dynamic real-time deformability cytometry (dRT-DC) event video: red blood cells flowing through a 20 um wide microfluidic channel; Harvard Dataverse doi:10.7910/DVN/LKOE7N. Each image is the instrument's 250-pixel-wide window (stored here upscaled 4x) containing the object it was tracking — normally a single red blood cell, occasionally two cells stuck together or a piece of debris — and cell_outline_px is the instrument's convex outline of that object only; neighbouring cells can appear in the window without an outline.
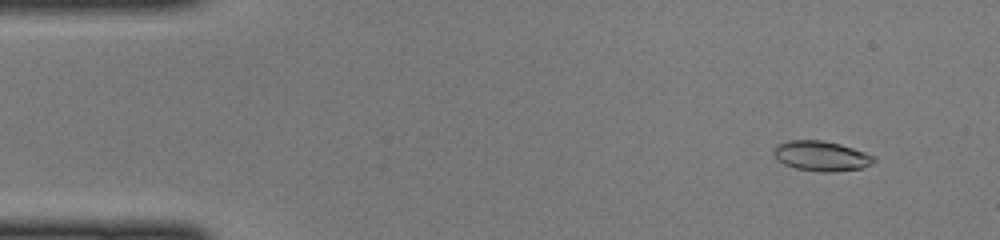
{"species": "common noctule bat (a hibernating species)", "species_latin": "Nyctalus noctula", "temperature_condition": "cold", "stored_images_in_passage": 20, "camera_frame_rate_fps": 3000, "um_per_image_px": 0.085, "animal": {"sex": "female", "body_mass_g": 22.0, "forearm_length_mm": 56.7}, "frame": {"image": 1, "passage_image": 4, "time_ms": 1.0, "image_size_px": [1000, 240], "cell_outline_px": [[876, 160], [872, 164], [860, 168], [832, 172], [820, 172], [796, 168], [784, 164], [776, 160], [772, 156], [772, 148], [776, 144], [788, 140], [820, 140], [840, 144], [864, 152], [872, 156]], "centroid_in_image_um": [69.72, 13.25], "position_along_channel_um": 15.3, "area_um2": 17.63}}
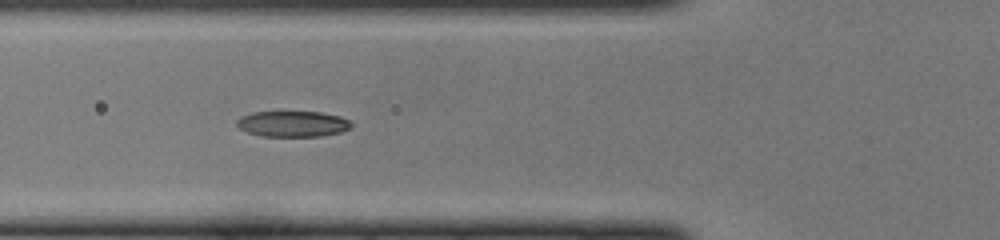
{"frame": {"image": 2, "passage_image": 17, "time_ms": 5.333, "image_size_px": [1000, 240], "cell_outline_px": [[352, 128], [340, 132], [320, 136], [260, 136], [248, 132], [240, 128], [236, 124], [236, 120], [252, 112], [320, 112], [340, 116], [348, 120], [352, 124]], "centroid_in_image_um": [24.9, 10.53], "position_along_channel_um": 100.9, "area_um2": 17.11}}
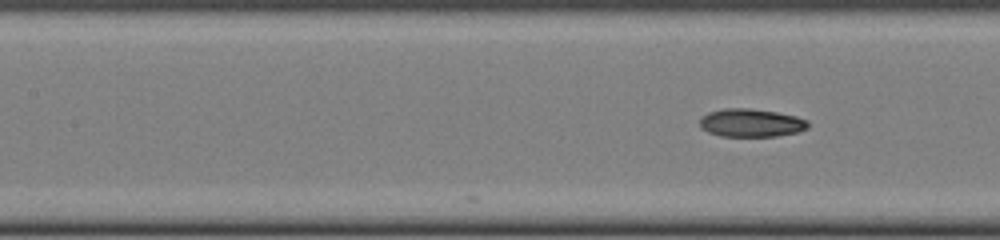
{"frame": {"image": 3, "passage_image": 20, "time_ms": 6.333, "image_size_px": [1000, 240], "cell_outline_px": [[808, 128], [796, 132], [776, 136], [720, 136], [708, 132], [700, 128], [700, 116], [708, 112], [724, 108], [748, 108], [776, 112], [796, 116], [808, 120]], "centroid_in_image_um": [63.81, 10.44], "position_along_channel_um": 143.6, "area_um2": 17.8}}